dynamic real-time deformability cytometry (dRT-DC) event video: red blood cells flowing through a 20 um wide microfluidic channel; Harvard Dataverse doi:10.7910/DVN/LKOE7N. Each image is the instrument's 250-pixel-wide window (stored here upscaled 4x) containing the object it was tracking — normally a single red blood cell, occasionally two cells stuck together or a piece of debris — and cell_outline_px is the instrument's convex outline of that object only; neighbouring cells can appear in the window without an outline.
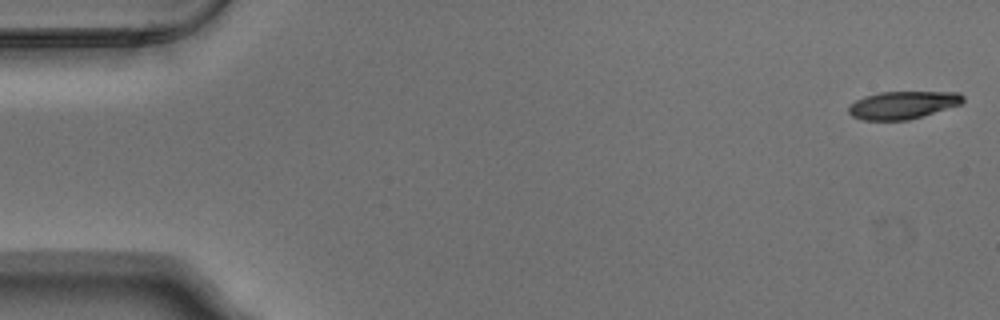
{"species": "Egyptian fruit bat (a non-hibernating species)", "species_latin": "Rousettus aegyptiacus", "temperature_condition": "warm", "stored_images_in_passage": 53, "camera_frame_rate_fps": 3000, "um_per_image_px": 0.085, "animal": {"sex": "male"}, "frame": {"image": 1, "passage_image": 1, "time_ms": 0.0, "image_size_px": [1000, 320], "cell_outline_px": [[964, 100], [960, 104], [908, 120], [864, 120], [852, 116], [848, 112], [848, 104], [864, 96], [880, 92], [960, 92], [964, 96]], "centroid_in_image_um": [76.69, 8.92], "position_along_channel_um": 8.3, "area_um2": 18.38}}
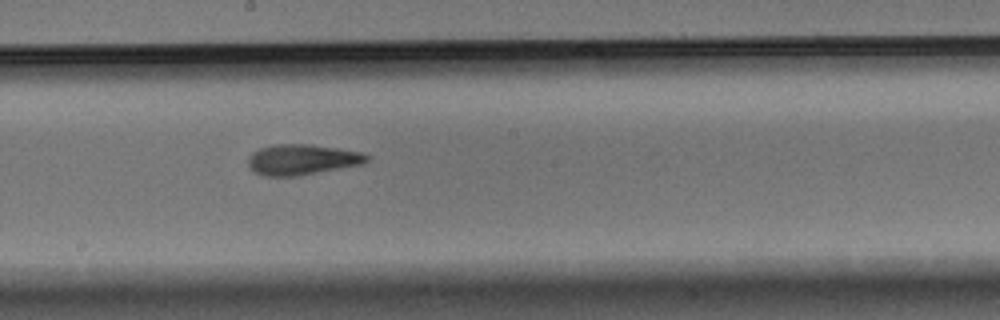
{"frame": {"image": 2, "passage_image": 29, "time_ms": 9.333, "image_size_px": [1000, 320], "cell_outline_px": [[368, 160], [364, 164], [300, 176], [264, 176], [252, 172], [248, 168], [248, 156], [252, 152], [260, 148], [272, 144], [312, 144], [340, 148], [360, 152], [368, 156]], "centroid_in_image_um": [25.64, 13.57], "position_along_channel_um": 222.6, "area_um2": 21.56}}
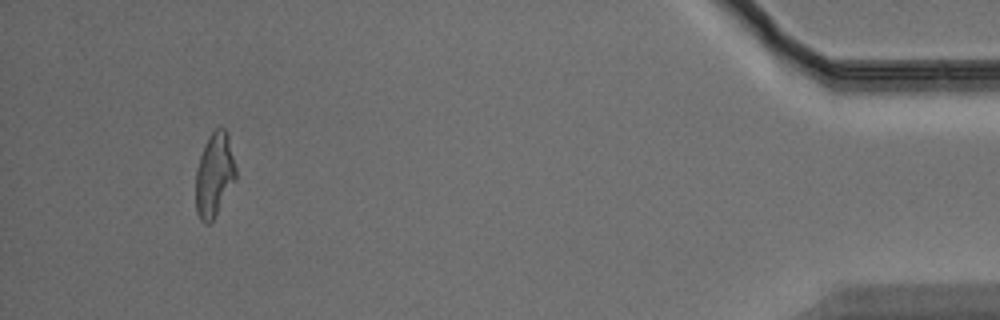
{"frame": {"image": 3, "passage_image": 50, "time_ms": 16.333, "image_size_px": [1000, 320], "cell_outline_px": [[236, 180], [212, 220], [208, 224], [204, 224], [200, 220], [196, 212], [196, 168], [200, 156], [208, 136], [216, 128], [224, 128], [228, 132], [236, 168]], "centroid_in_image_um": [18.22, 14.84], "position_along_channel_um": 417.0, "area_um2": 19.65}, "authors_computed_cell_mechanics": {"area_um2": 20.23, "velocity_mm_per_s": 3.7754, "shape_relaxation_time_tau1_ms": 5.5412, "shape_relaxation_time_tau2_ms": 3.4794, "deformation_change_tau1": 0.2203, "deformation_change_tau2": 0.0944}}